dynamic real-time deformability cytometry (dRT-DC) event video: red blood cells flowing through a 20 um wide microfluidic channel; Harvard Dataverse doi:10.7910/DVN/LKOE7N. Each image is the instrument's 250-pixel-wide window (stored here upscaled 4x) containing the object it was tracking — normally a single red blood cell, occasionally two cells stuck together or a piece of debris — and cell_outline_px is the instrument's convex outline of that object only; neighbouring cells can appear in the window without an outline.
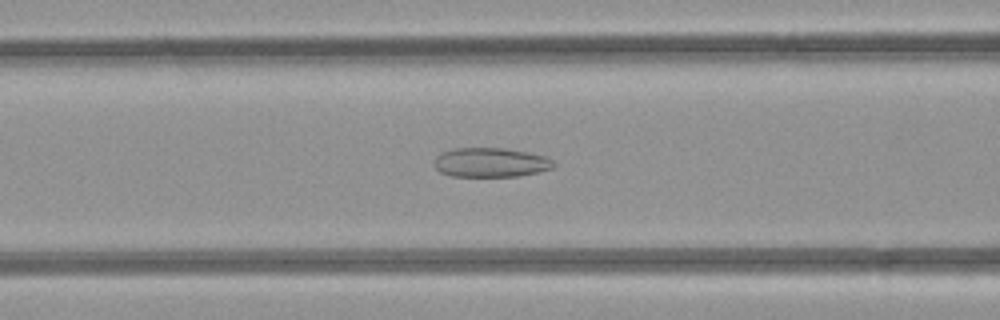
{"species": "common noctule bat (a hibernating species)", "species_latin": "Nyctalus noctula", "temperature_condition": "room temperature", "stored_images_in_passage": 35, "camera_frame_rate_fps": 3000, "um_per_image_px": 0.085, "animal": {"sex": "female", "body_mass_g": 21.9}, "frame": {"image": 1, "passage_image": 6, "time_ms": 1.667, "image_size_px": [1000, 320], "cell_outline_px": [[556, 164], [552, 168], [540, 172], [516, 176], [452, 176], [440, 172], [432, 164], [436, 156], [440, 152], [452, 148], [504, 148], [528, 152], [544, 156], [552, 160]], "centroid_in_image_um": [41.67, 13.8], "position_along_channel_um": 124.9, "area_um2": 20.58}}
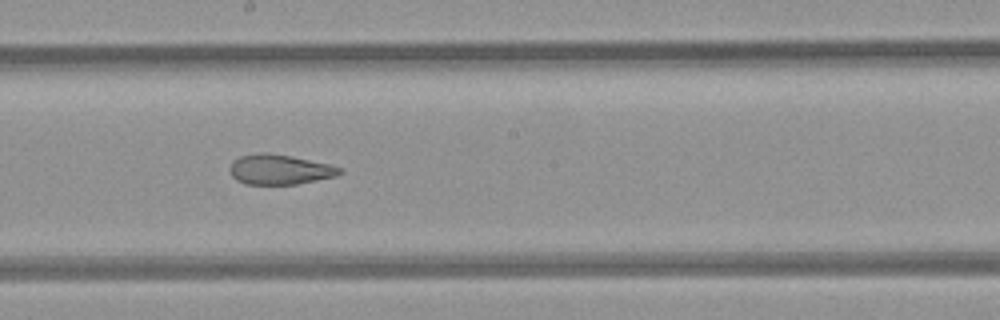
{"frame": {"image": 2, "passage_image": 13, "time_ms": 4.0, "image_size_px": [1000, 320], "cell_outline_px": [[344, 172], [336, 176], [296, 184], [244, 184], [236, 180], [232, 176], [228, 168], [232, 160], [240, 156], [264, 152], [288, 156], [328, 164], [344, 168]], "centroid_in_image_um": [23.74, 14.42], "position_along_channel_um": 224.5, "area_um2": 19.13}}
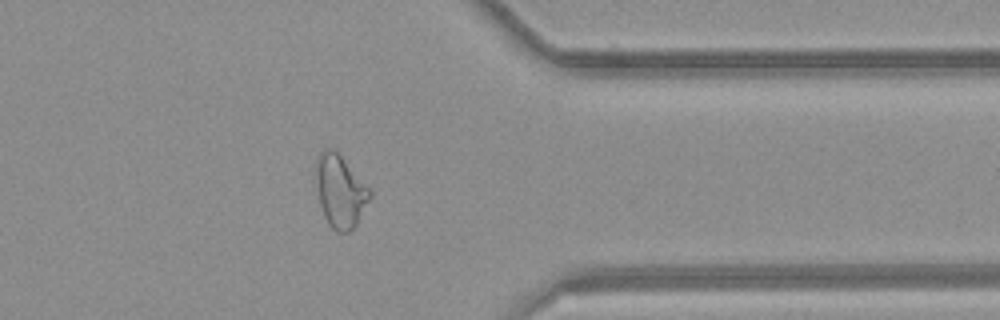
{"frame": {"image": 3, "passage_image": 25, "time_ms": 8.0, "image_size_px": [1000, 320], "cell_outline_px": [[372, 196], [356, 224], [348, 232], [336, 232], [328, 224], [324, 216], [320, 204], [316, 184], [316, 160], [320, 152], [324, 148], [332, 148], [340, 156], [372, 192]], "centroid_in_image_um": [28.9, 16.27], "position_along_channel_um": 382.5, "area_um2": 22.37}, "authors_computed_cell_mechanics": {"area_um2": 21.3282, "velocity_mm_per_s": 4.2575, "shape_relaxation_time_tau1_ms": null, "shape_relaxation_time_tau2_ms": 1.8134, "deformation_change_tau1": null, "deformation_change_tau2": 0.0924}}